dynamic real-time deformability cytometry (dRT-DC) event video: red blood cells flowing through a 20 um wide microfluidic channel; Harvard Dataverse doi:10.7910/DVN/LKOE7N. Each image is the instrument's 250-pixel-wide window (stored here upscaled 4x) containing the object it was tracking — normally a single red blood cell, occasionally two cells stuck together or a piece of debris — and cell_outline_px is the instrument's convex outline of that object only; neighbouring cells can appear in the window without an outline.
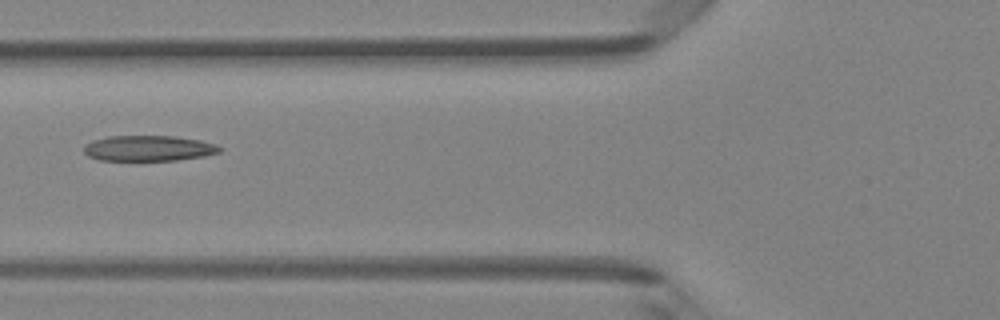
{"species": "Egyptian fruit bat (a non-hibernating species)", "species_latin": "Rousettus aegyptiacus", "temperature_condition": "room temperature", "stored_images_in_passage": 4, "camera_frame_rate_fps": 3000, "um_per_image_px": 0.085, "animal": {"sex": "female"}, "frame": {"image": 1, "passage_image": 4, "time_ms": 1.0, "image_size_px": [1000, 320], "cell_outline_px": [[224, 148], [220, 152], [204, 156], [176, 160], [100, 160], [88, 156], [84, 152], [84, 144], [92, 140], [108, 136], [176, 136], [200, 140], [216, 144]], "centroid_in_image_um": [12.64, 12.59], "position_along_channel_um": 113.2, "area_um2": 20.35}}